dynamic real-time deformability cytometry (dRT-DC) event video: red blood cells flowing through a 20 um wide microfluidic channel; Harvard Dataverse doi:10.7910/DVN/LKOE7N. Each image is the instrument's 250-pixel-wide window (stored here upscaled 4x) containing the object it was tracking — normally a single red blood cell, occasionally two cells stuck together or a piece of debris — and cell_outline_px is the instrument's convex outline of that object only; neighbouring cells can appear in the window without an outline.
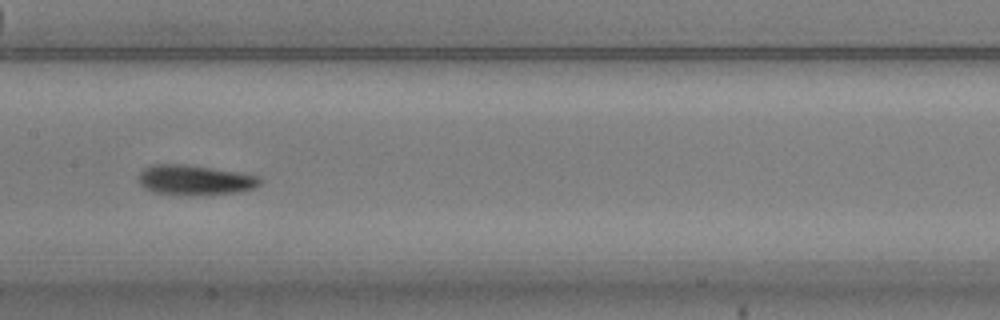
{"species": "common noctule bat (a hibernating species)", "species_latin": "Nyctalus noctula", "temperature_condition": "warm", "stored_images_in_passage": 26, "camera_frame_rate_fps": 3000, "um_per_image_px": 0.085, "animal": {"sex": "male", "body_mass_g": 20.5, "forearm_length_mm": 52.5}, "frame": {"image": 1, "passage_image": 12, "time_ms": 3.667, "image_size_px": [1000, 320], "cell_outline_px": [[264, 180], [260, 184], [252, 188], [240, 192], [152, 192], [144, 188], [140, 184], [140, 172], [144, 168], [156, 164], [188, 164], [244, 172], [260, 176]], "centroid_in_image_um": [16.64, 15.23], "position_along_channel_um": 190.8, "area_um2": 20.46}}
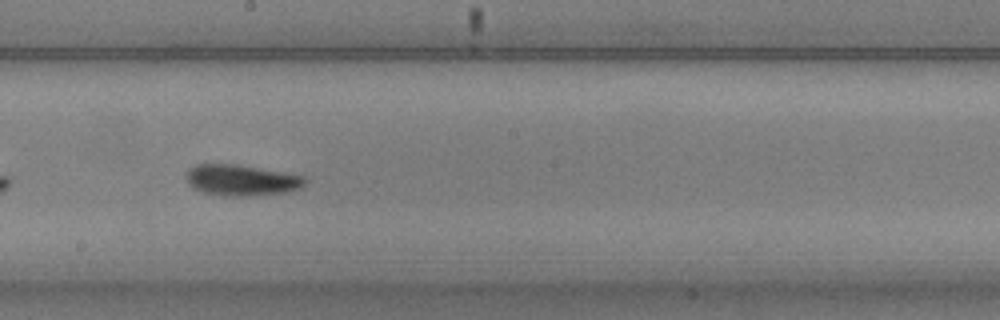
{"frame": {"image": 2, "passage_image": 15, "time_ms": 4.667, "image_size_px": [1000, 320], "cell_outline_px": [[308, 180], [300, 188], [288, 192], [248, 196], [224, 196], [204, 192], [192, 188], [188, 184], [184, 176], [188, 168], [196, 164], [236, 164], [284, 172], [304, 176]], "centroid_in_image_um": [20.49, 15.31], "position_along_channel_um": 227.7, "area_um2": 21.73}, "authors_computed_cell_mechanics": {"area_um2": 20.1433, "velocity_mm_per_s": 3.7158, "shape_relaxation_time_tau1_ms": 4.7234, "shape_relaxation_time_tau2_ms": 1.3478, "deformation_change_tau1": 0.1681, "deformation_change_tau2": 0.0624}}